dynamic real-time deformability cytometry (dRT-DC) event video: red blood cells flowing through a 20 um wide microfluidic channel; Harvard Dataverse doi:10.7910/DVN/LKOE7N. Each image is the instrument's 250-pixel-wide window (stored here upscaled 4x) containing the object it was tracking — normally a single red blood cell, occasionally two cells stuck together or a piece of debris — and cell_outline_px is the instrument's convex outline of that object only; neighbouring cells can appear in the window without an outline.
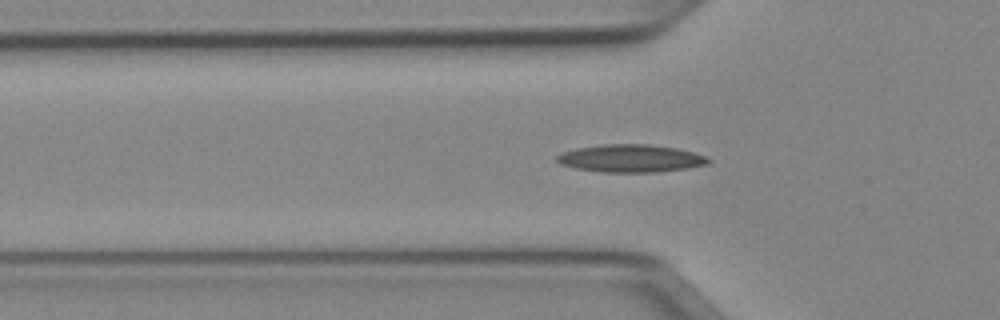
{"species": "Egyptian fruit bat (a non-hibernating species)", "species_latin": "Rousettus aegyptiacus", "temperature_condition": "cold", "stored_images_in_passage": 38, "camera_frame_rate_fps": 3000, "um_per_image_px": 0.085, "animal": {"sex": "female"}, "frame": {"image": 1, "passage_image": 11, "time_ms": 3.333, "image_size_px": [1000, 320], "cell_outline_px": [[712, 160], [708, 164], [688, 168], [652, 172], [600, 172], [576, 168], [560, 164], [556, 160], [556, 156], [560, 152], [576, 148], [604, 144], [648, 144], [676, 148], [692, 152], [704, 156]], "centroid_in_image_um": [53.57, 13.46], "position_along_channel_um": 72.2, "area_um2": 24.39}}
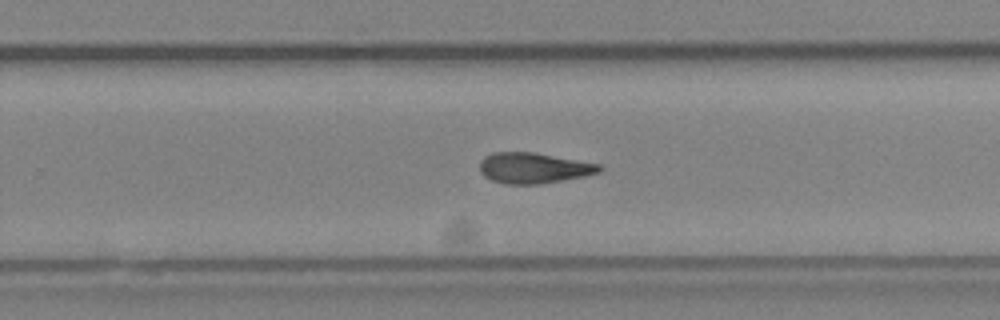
{"frame": {"image": 2, "passage_image": 27, "time_ms": 8.667, "image_size_px": [1000, 320], "cell_outline_px": [[604, 168], [600, 172], [584, 176], [540, 184], [504, 184], [492, 180], [484, 176], [480, 172], [480, 160], [484, 156], [492, 152], [536, 152], [600, 164]], "centroid_in_image_um": [45.35, 14.27], "position_along_channel_um": 284.4, "area_um2": 21.56}}
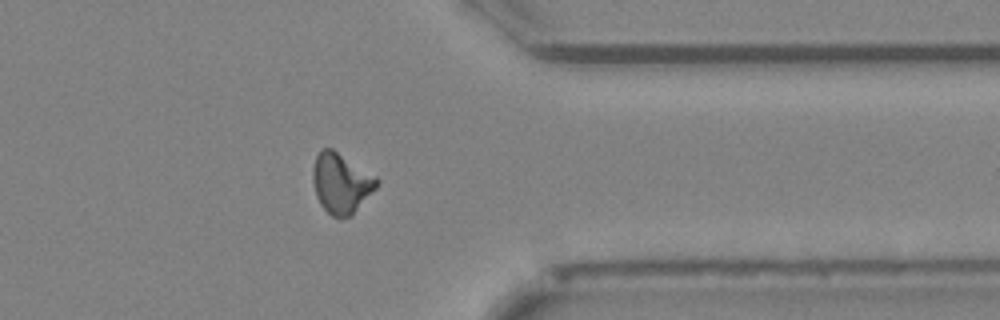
{"frame": {"image": 3, "passage_image": 35, "time_ms": 11.333, "image_size_px": [1000, 320], "cell_outline_px": [[380, 180], [376, 188], [352, 216], [340, 220], [332, 216], [320, 204], [316, 196], [312, 180], [312, 168], [316, 156], [320, 148], [332, 148], [376, 176]], "centroid_in_image_um": [28.99, 15.59], "position_along_channel_um": 382.4, "area_um2": 22.72}, "authors_computed_cell_mechanics": {"area_um2": 21.7039, "velocity_mm_per_s": 3.9883, "shape_relaxation_time_tau1_ms": null, "shape_relaxation_time_tau2_ms": 3.2726, "deformation_change_tau1": null, "deformation_change_tau2": 0.1126}}